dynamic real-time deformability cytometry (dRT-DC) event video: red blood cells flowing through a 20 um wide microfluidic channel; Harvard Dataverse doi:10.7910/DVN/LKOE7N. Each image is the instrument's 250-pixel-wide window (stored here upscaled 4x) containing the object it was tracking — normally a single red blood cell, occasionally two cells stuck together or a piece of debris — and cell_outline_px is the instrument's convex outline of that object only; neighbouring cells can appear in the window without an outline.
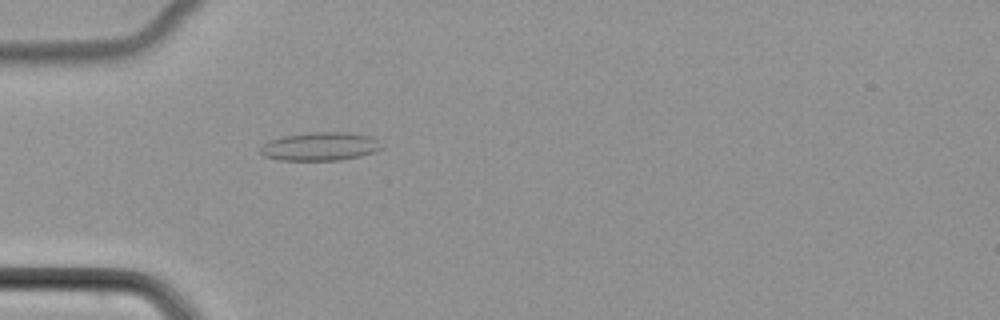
{"species": "common noctule bat (a hibernating species)", "species_latin": "Nyctalus noctula", "temperature_condition": "cold", "stored_images_in_passage": 51, "camera_frame_rate_fps": 3000, "um_per_image_px": 0.085, "animal": {"sex": "female", "body_mass_g": 22.7, "forearm_length_mm": 54.2}, "frame": {"image": 1, "passage_image": 16, "time_ms": 5.0, "image_size_px": [1000, 320], "cell_outline_px": [[384, 148], [376, 152], [360, 156], [340, 160], [280, 160], [264, 156], [260, 152], [260, 148], [264, 144], [280, 136], [308, 132], [352, 132], [372, 136], [380, 140]], "centroid_in_image_um": [27.29, 12.43], "position_along_channel_um": 57.7, "area_um2": 20.4}}
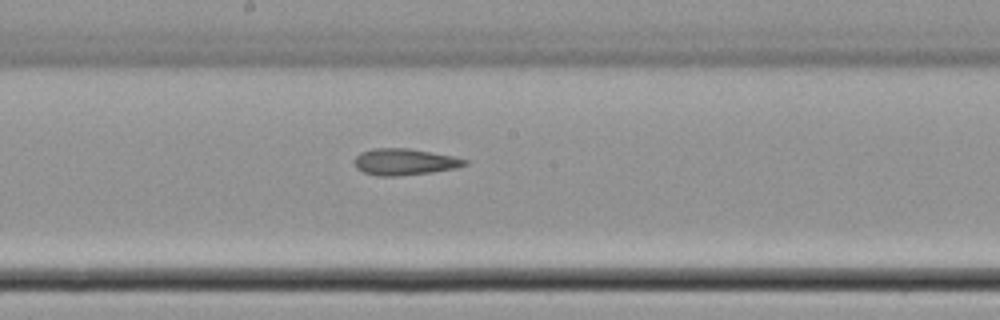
{"frame": {"image": 2, "passage_image": 28, "time_ms": 9.0, "image_size_px": [1000, 320], "cell_outline_px": [[468, 164], [456, 168], [432, 172], [396, 176], [376, 176], [364, 172], [356, 168], [356, 156], [360, 152], [372, 148], [408, 148], [452, 156], [468, 160]], "centroid_in_image_um": [34.38, 13.76], "position_along_channel_um": 213.8, "area_um2": 16.94}}
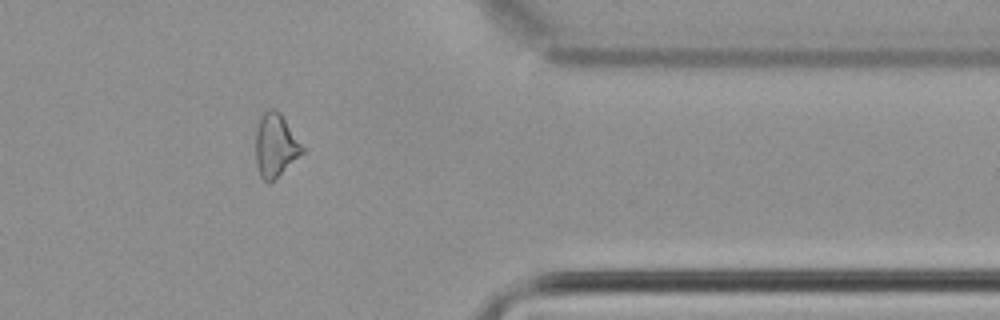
{"frame": {"image": 3, "passage_image": 42, "time_ms": 13.667, "image_size_px": [1000, 320], "cell_outline_px": [[304, 152], [268, 184], [260, 176], [256, 164], [256, 128], [260, 116], [268, 108], [272, 108], [280, 112], [304, 148]], "centroid_in_image_um": [23.39, 12.33], "position_along_channel_um": 388.0, "area_um2": 16.99}}